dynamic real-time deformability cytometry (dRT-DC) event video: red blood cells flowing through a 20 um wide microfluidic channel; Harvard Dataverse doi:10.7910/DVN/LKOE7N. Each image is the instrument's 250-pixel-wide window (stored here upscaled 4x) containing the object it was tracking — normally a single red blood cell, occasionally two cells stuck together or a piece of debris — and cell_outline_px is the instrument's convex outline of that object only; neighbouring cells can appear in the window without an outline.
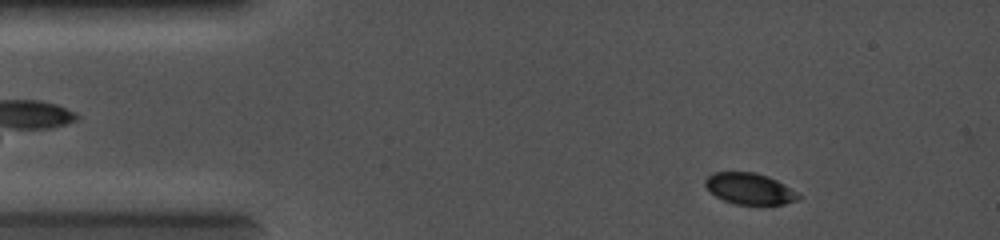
{"species": "common noctule bat (a hibernating species)", "species_latin": "Nyctalus noctula", "temperature_condition": "cold", "stored_images_in_passage": 35, "camera_frame_rate_fps": 5000, "um_per_image_px": 0.085, "animal": {"sex": "female", "body_mass_g": 19.0, "forearm_length_mm": 56.7}, "frame": {"image": 1, "passage_image": 3, "time_ms": 0.6, "image_size_px": [1000, 240], "cell_outline_px": [[804, 196], [800, 200], [784, 204], [736, 204], [724, 200], [716, 196], [704, 184], [704, 180], [712, 172], [756, 172], [768, 176], [784, 184]], "centroid_in_image_um": [63.76, 16.03], "position_along_channel_um": 21.2, "area_um2": 17.05}}
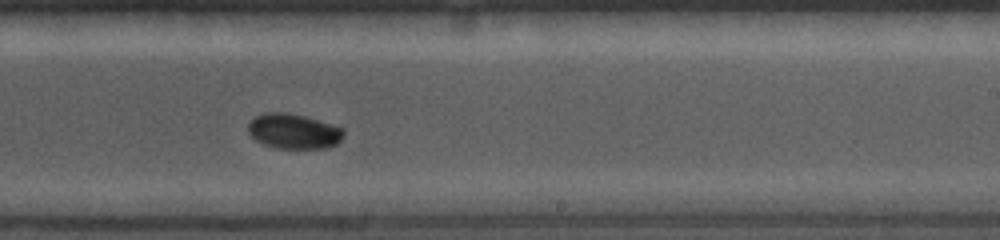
{"frame": {"image": 2, "passage_image": 23, "time_ms": 7.2, "image_size_px": [1000, 240], "cell_outline_px": [[344, 136], [336, 144], [328, 148], [276, 148], [264, 144], [256, 140], [248, 132], [248, 124], [252, 116], [268, 112], [284, 112], [304, 116], [344, 128]], "centroid_in_image_um": [24.94, 11.15], "position_along_channel_um": 264.1, "area_um2": 19.54}}
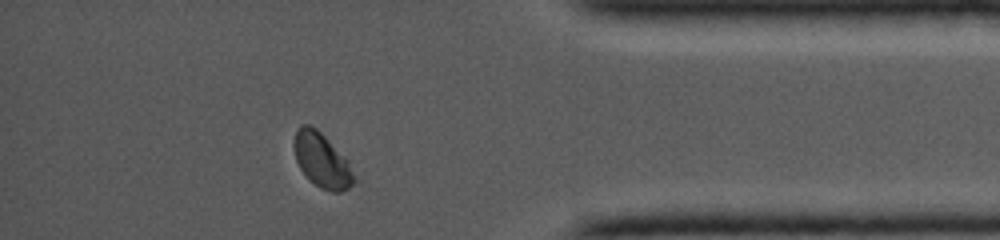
{"frame": {"image": 3, "passage_image": 35, "time_ms": 10.6, "image_size_px": [1000, 240], "cell_outline_px": [[356, 180], [348, 188], [340, 192], [332, 192], [320, 188], [300, 168], [296, 160], [292, 144], [296, 132], [300, 124], [308, 124], [316, 128], [348, 160]], "centroid_in_image_um": [27.35, 13.61], "position_along_channel_um": 407.9, "area_um2": 18.79}}